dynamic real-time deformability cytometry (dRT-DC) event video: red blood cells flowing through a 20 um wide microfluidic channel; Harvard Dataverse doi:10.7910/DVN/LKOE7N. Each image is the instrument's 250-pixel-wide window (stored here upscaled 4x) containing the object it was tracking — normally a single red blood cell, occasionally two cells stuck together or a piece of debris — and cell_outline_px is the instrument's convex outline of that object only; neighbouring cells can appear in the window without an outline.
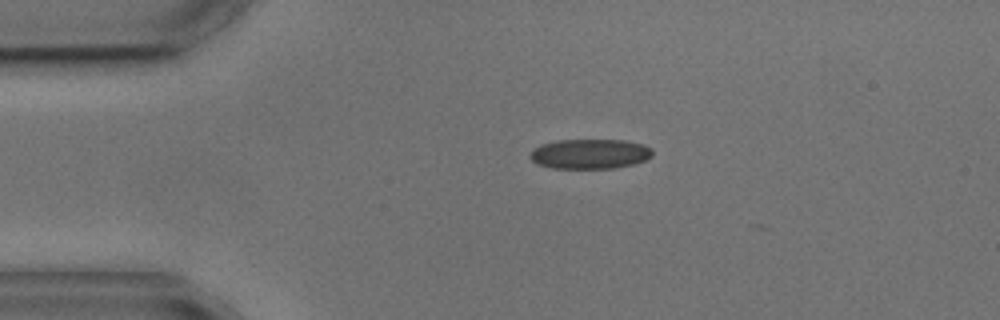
{"species": "common noctule bat (a hibernating species)", "species_latin": "Nyctalus noctula", "temperature_condition": "cold", "stored_images_in_passage": 3, "camera_frame_rate_fps": 3000, "um_per_image_px": 0.085, "animal": {"sex": "male", "body_mass_g": 17.9, "forearm_length_mm": 54.2}, "frame": {"image": 1, "passage_image": 3, "time_ms": 2.333, "image_size_px": [1000, 320], "cell_outline_px": [[652, 156], [644, 160], [632, 164], [616, 168], [552, 168], [536, 164], [528, 156], [532, 148], [540, 144], [556, 140], [624, 140], [644, 144], [652, 148]], "centroid_in_image_um": [50.1, 13.07], "position_along_channel_um": 34.9, "area_um2": 21.5}}